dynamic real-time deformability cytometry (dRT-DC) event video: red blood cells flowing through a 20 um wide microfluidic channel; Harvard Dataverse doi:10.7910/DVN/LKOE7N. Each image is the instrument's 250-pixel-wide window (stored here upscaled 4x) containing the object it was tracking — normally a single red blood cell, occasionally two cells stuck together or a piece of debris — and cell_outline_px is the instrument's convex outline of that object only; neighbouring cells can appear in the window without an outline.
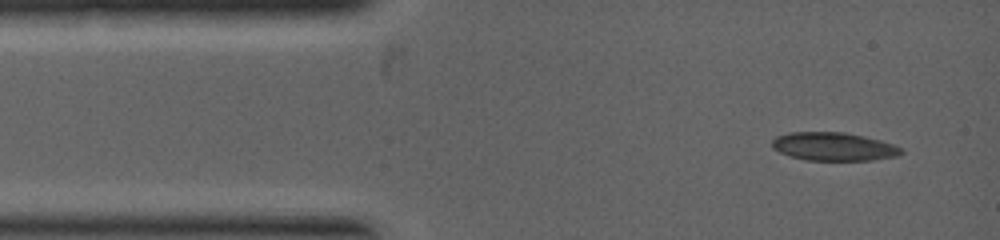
{"species": "common noctule bat (a hibernating species)", "species_latin": "Nyctalus noctula", "temperature_condition": "warm", "stored_images_in_passage": 2, "camera_frame_rate_fps": 5000, "um_per_image_px": 0.085, "animal": {"sex": "female", "body_mass_g": 19.0, "forearm_length_mm": 53.3}, "frame": {"image": 1, "passage_image": 1, "time_ms": 0.0, "image_size_px": [1000, 240], "cell_outline_px": [[904, 152], [896, 156], [872, 160], [808, 160], [792, 156], [780, 152], [772, 144], [772, 140], [776, 136], [788, 132], [844, 132], [864, 136], [880, 140], [892, 144], [900, 148]], "centroid_in_image_um": [70.87, 12.45], "position_along_channel_um": 14.1, "area_um2": 21.04}}